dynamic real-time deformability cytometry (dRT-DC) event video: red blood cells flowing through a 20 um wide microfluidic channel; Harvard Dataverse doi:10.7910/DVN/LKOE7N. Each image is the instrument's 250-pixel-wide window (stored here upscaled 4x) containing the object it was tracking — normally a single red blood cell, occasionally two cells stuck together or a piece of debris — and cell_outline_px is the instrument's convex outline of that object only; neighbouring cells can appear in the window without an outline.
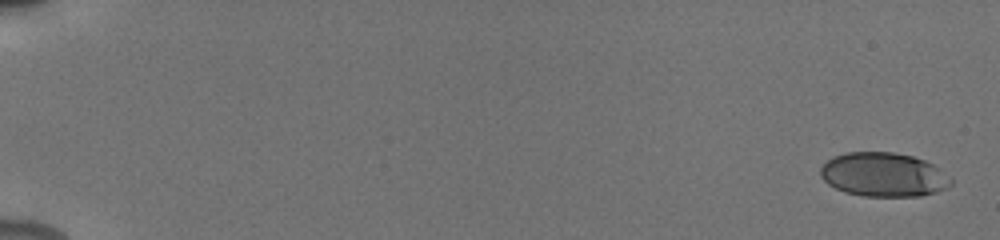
{"species": "human", "species_latin": "Homo sapiens", "temperature_condition": "cold", "stored_images_in_passage": 43, "camera_frame_rate_fps": 3000, "um_per_image_px": 0.085, "donor": {"sex": "male"}, "frame": {"image": 1, "passage_image": 1, "time_ms": 0.0, "image_size_px": [1000, 240], "cell_outline_px": [[952, 184], [948, 188], [936, 192], [920, 196], [864, 196], [844, 192], [828, 184], [820, 176], [820, 168], [832, 156], [844, 152], [892, 152], [912, 156], [924, 160], [932, 164], [952, 180]], "centroid_in_image_um": [75.07, 14.85], "position_along_channel_um": 9.9, "area_um2": 33.47}}
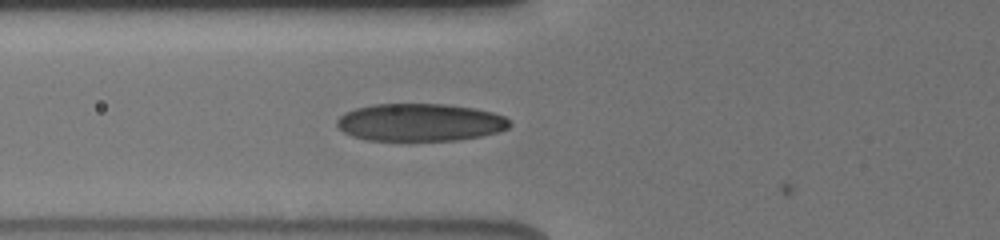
{"frame": {"image": 2, "passage_image": 28, "time_ms": 7.0, "image_size_px": [1000, 240], "cell_outline_px": [[512, 124], [508, 128], [496, 132], [480, 136], [456, 140], [368, 140], [352, 136], [336, 128], [336, 120], [344, 112], [356, 108], [372, 104], [444, 104], [472, 108], [492, 112], [504, 116]], "centroid_in_image_um": [35.65, 10.4], "position_along_channel_um": 90.1, "area_um2": 37.8}}
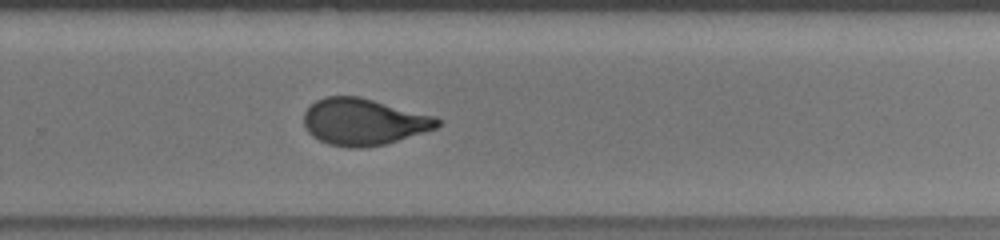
{"frame": {"image": 3, "passage_image": 43, "time_ms": 12.333, "image_size_px": [1000, 240], "cell_outline_px": [[440, 124], [436, 128], [384, 144], [364, 148], [348, 148], [328, 144], [312, 136], [308, 132], [304, 124], [304, 112], [316, 100], [324, 96], [360, 96], [436, 116], [440, 120]], "centroid_in_image_um": [30.89, 10.35], "position_along_channel_um": 298.9, "area_um2": 36.36}}